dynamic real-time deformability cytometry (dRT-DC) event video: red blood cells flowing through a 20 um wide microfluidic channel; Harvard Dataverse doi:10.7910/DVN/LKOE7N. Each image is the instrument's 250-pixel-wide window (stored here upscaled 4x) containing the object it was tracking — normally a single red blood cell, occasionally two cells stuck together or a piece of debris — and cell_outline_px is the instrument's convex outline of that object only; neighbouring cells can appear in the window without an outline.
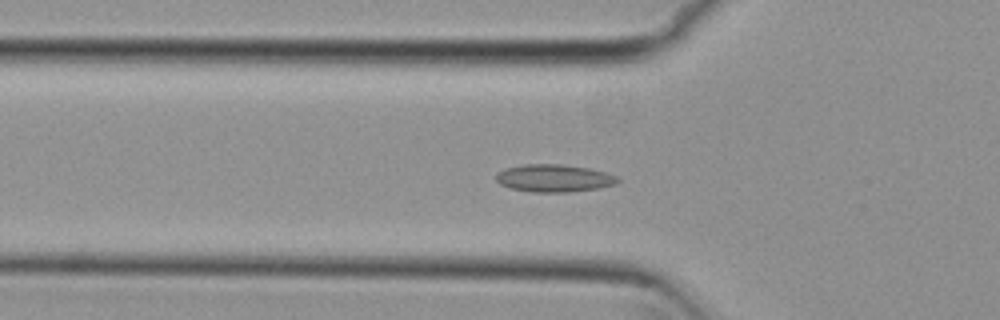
{"species": "common noctule bat (a hibernating species)", "species_latin": "Nyctalus noctula", "temperature_condition": "cold", "stored_images_in_passage": 54, "camera_frame_rate_fps": 3000, "um_per_image_px": 0.085, "animal": {"sex": "female", "body_mass_g": 29.2, "forearm_length_mm": 56.3}, "frame": {"image": 1, "passage_image": 18, "time_ms": 5.667, "image_size_px": [1000, 320], "cell_outline_px": [[620, 180], [616, 184], [600, 188], [568, 192], [532, 192], [508, 188], [500, 184], [496, 180], [496, 172], [504, 168], [524, 164], [560, 164], [588, 168], [604, 172], [616, 176]], "centroid_in_image_um": [47.05, 15.15], "position_along_channel_um": 78.7, "area_um2": 19.65}}
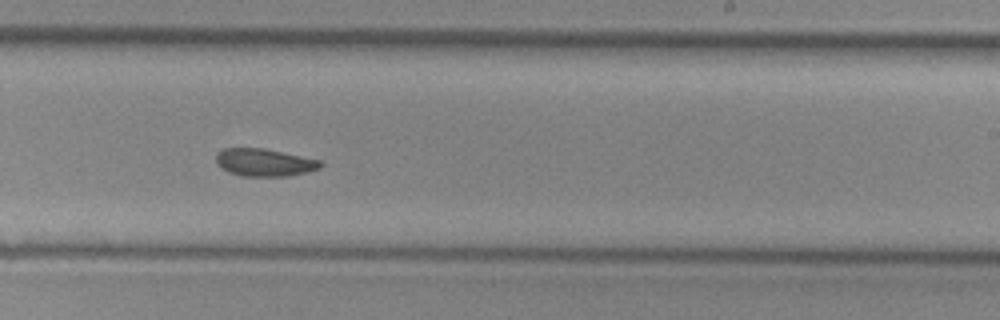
{"frame": {"image": 2, "passage_image": 33, "time_ms": 10.667, "image_size_px": [1000, 320], "cell_outline_px": [[324, 164], [320, 168], [288, 176], [244, 176], [228, 172], [220, 168], [216, 164], [216, 156], [224, 148], [264, 148], [320, 160]], "centroid_in_image_um": [22.46, 13.81], "position_along_channel_um": 266.5, "area_um2": 16.7}}
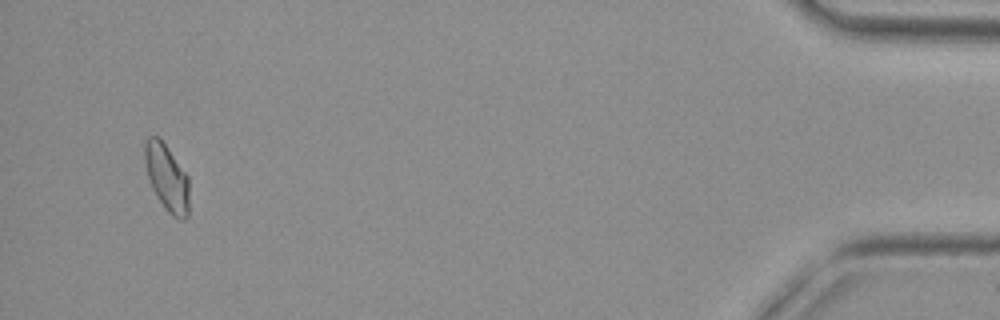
{"frame": {"image": 3, "passage_image": 52, "time_ms": 17.0, "image_size_px": [1000, 320], "cell_outline_px": [[188, 216], [184, 220], [176, 220], [164, 208], [152, 188], [148, 176], [144, 160], [144, 140], [148, 136], [156, 136], [164, 144], [188, 176]], "centroid_in_image_um": [14.17, 15.13], "position_along_channel_um": 421.0, "area_um2": 17.17}, "authors_computed_cell_mechanics": {"area_um2": 17.5423, "velocity_mm_per_s": 3.7553, "shape_relaxation_time_tau1_ms": null, "shape_relaxation_time_tau2_ms": 2.4362, "deformation_change_tau1": null, "deformation_change_tau2": 0.0614}}